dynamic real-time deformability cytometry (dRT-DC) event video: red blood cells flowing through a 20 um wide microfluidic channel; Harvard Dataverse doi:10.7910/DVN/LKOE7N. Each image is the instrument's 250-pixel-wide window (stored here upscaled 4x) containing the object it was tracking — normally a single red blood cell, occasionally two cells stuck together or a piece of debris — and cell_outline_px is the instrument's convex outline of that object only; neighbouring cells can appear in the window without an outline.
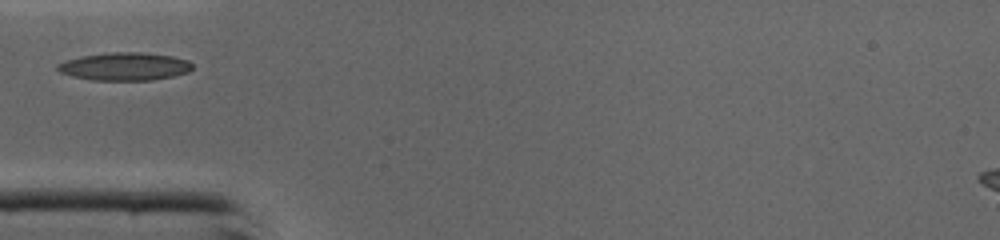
{"species": "common noctule bat (a hibernating species)", "species_latin": "Nyctalus noctula", "temperature_condition": "cold", "stored_images_in_passage": 23, "camera_frame_rate_fps": 3000, "um_per_image_px": 0.085, "animal": {"sex": "male", "body_mass_g": 19.0, "forearm_length_mm": 50.8}, "frame": {"image": 1, "passage_image": 1, "time_ms": 0.0, "image_size_px": [1000, 240], "cell_outline_px": [[192, 68], [188, 72], [172, 76], [152, 80], [92, 80], [72, 76], [60, 72], [56, 68], [56, 64], [80, 56], [112, 52], [140, 52], [172, 56], [188, 60], [192, 64]], "centroid_in_image_um": [10.59, 5.65], "position_along_channel_um": 74.4, "area_um2": 21.85}}
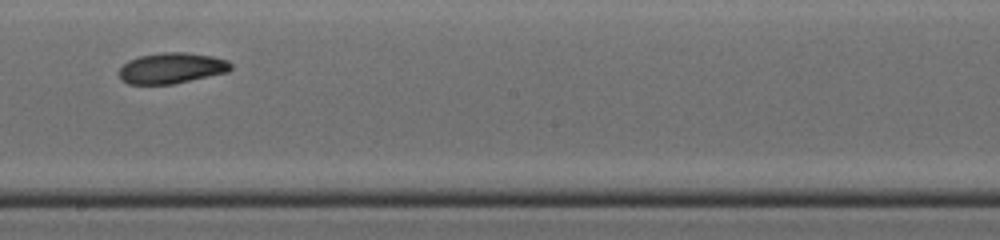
{"frame": {"image": 2, "passage_image": 12, "time_ms": 3.667, "image_size_px": [1000, 240], "cell_outline_px": [[232, 68], [228, 72], [172, 84], [128, 84], [120, 80], [116, 72], [128, 60], [140, 56], [160, 52], [188, 52], [212, 56], [228, 60], [232, 64]], "centroid_in_image_um": [14.56, 5.79], "position_along_channel_um": 233.6, "area_um2": 20.29}}
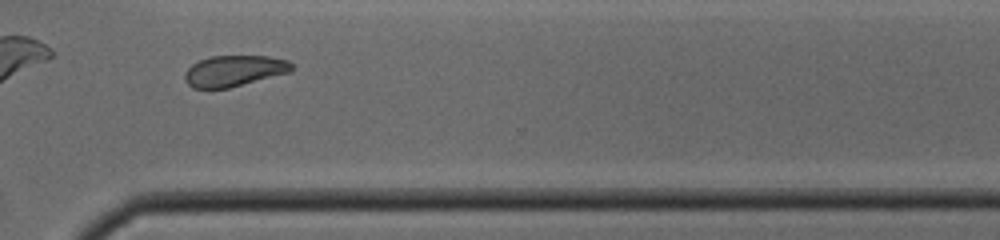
{"frame": {"image": 3, "passage_image": 20, "time_ms": 6.333, "image_size_px": [1000, 240], "cell_outline_px": [[292, 68], [288, 72], [228, 88], [192, 88], [184, 80], [184, 72], [192, 64], [200, 60], [212, 56], [268, 56], [288, 60], [292, 64]], "centroid_in_image_um": [19.85, 6.02], "position_along_channel_um": 350.7, "area_um2": 19.07}}